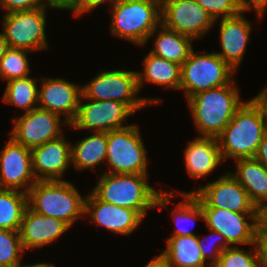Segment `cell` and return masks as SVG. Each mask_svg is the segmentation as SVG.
<instances>
[{
	"mask_svg": "<svg viewBox=\"0 0 267 267\" xmlns=\"http://www.w3.org/2000/svg\"><path fill=\"white\" fill-rule=\"evenodd\" d=\"M91 190L99 199L135 210L143 219L149 209L167 208L178 193L158 191L148 183V174H110L103 172ZM172 195V196H171ZM171 197V198H170Z\"/></svg>",
	"mask_w": 267,
	"mask_h": 267,
	"instance_id": "1",
	"label": "cell"
},
{
	"mask_svg": "<svg viewBox=\"0 0 267 267\" xmlns=\"http://www.w3.org/2000/svg\"><path fill=\"white\" fill-rule=\"evenodd\" d=\"M186 101L199 136L216 138L244 103L234 79L227 85L199 92Z\"/></svg>",
	"mask_w": 267,
	"mask_h": 267,
	"instance_id": "2",
	"label": "cell"
},
{
	"mask_svg": "<svg viewBox=\"0 0 267 267\" xmlns=\"http://www.w3.org/2000/svg\"><path fill=\"white\" fill-rule=\"evenodd\" d=\"M266 133L267 121L250 100L245 101L217 137L223 161L254 158Z\"/></svg>",
	"mask_w": 267,
	"mask_h": 267,
	"instance_id": "3",
	"label": "cell"
},
{
	"mask_svg": "<svg viewBox=\"0 0 267 267\" xmlns=\"http://www.w3.org/2000/svg\"><path fill=\"white\" fill-rule=\"evenodd\" d=\"M27 197L31 210L59 219L70 227L80 217H84L86 197L69 181H37L29 189Z\"/></svg>",
	"mask_w": 267,
	"mask_h": 267,
	"instance_id": "4",
	"label": "cell"
},
{
	"mask_svg": "<svg viewBox=\"0 0 267 267\" xmlns=\"http://www.w3.org/2000/svg\"><path fill=\"white\" fill-rule=\"evenodd\" d=\"M112 36L143 47L149 35L161 24L158 0H116L111 5Z\"/></svg>",
	"mask_w": 267,
	"mask_h": 267,
	"instance_id": "5",
	"label": "cell"
},
{
	"mask_svg": "<svg viewBox=\"0 0 267 267\" xmlns=\"http://www.w3.org/2000/svg\"><path fill=\"white\" fill-rule=\"evenodd\" d=\"M138 94L137 71L116 69L99 72L90 82L85 83L81 99L120 101L134 113L163 101L161 98L140 97Z\"/></svg>",
	"mask_w": 267,
	"mask_h": 267,
	"instance_id": "6",
	"label": "cell"
},
{
	"mask_svg": "<svg viewBox=\"0 0 267 267\" xmlns=\"http://www.w3.org/2000/svg\"><path fill=\"white\" fill-rule=\"evenodd\" d=\"M106 164L105 173L148 174L147 152L137 124L107 133Z\"/></svg>",
	"mask_w": 267,
	"mask_h": 267,
	"instance_id": "7",
	"label": "cell"
},
{
	"mask_svg": "<svg viewBox=\"0 0 267 267\" xmlns=\"http://www.w3.org/2000/svg\"><path fill=\"white\" fill-rule=\"evenodd\" d=\"M235 71L216 53H196L193 49L181 65L180 90L186 100L193 95L229 84Z\"/></svg>",
	"mask_w": 267,
	"mask_h": 267,
	"instance_id": "8",
	"label": "cell"
},
{
	"mask_svg": "<svg viewBox=\"0 0 267 267\" xmlns=\"http://www.w3.org/2000/svg\"><path fill=\"white\" fill-rule=\"evenodd\" d=\"M46 9L48 8L39 7L4 14L1 33L9 48L25 49L31 52L49 48L45 32Z\"/></svg>",
	"mask_w": 267,
	"mask_h": 267,
	"instance_id": "9",
	"label": "cell"
},
{
	"mask_svg": "<svg viewBox=\"0 0 267 267\" xmlns=\"http://www.w3.org/2000/svg\"><path fill=\"white\" fill-rule=\"evenodd\" d=\"M178 193H193L201 207L222 208L237 213H260L247 191L229 171L193 191Z\"/></svg>",
	"mask_w": 267,
	"mask_h": 267,
	"instance_id": "10",
	"label": "cell"
},
{
	"mask_svg": "<svg viewBox=\"0 0 267 267\" xmlns=\"http://www.w3.org/2000/svg\"><path fill=\"white\" fill-rule=\"evenodd\" d=\"M215 23L196 0H166L161 3V24L195 41L204 37Z\"/></svg>",
	"mask_w": 267,
	"mask_h": 267,
	"instance_id": "11",
	"label": "cell"
},
{
	"mask_svg": "<svg viewBox=\"0 0 267 267\" xmlns=\"http://www.w3.org/2000/svg\"><path fill=\"white\" fill-rule=\"evenodd\" d=\"M83 100L87 102L82 104ZM83 100H80L77 115L68 127L76 130L90 129L93 132L108 133L129 126L124 125V121L134 114L126 104L120 101Z\"/></svg>",
	"mask_w": 267,
	"mask_h": 267,
	"instance_id": "12",
	"label": "cell"
},
{
	"mask_svg": "<svg viewBox=\"0 0 267 267\" xmlns=\"http://www.w3.org/2000/svg\"><path fill=\"white\" fill-rule=\"evenodd\" d=\"M61 119L59 115L37 107L12 120L14 126L10 137L24 147L32 149L63 135L61 124L69 125Z\"/></svg>",
	"mask_w": 267,
	"mask_h": 267,
	"instance_id": "13",
	"label": "cell"
},
{
	"mask_svg": "<svg viewBox=\"0 0 267 267\" xmlns=\"http://www.w3.org/2000/svg\"><path fill=\"white\" fill-rule=\"evenodd\" d=\"M209 229L221 233L230 246L251 245L260 223V213H237L228 209L202 207ZM247 217V218H246Z\"/></svg>",
	"mask_w": 267,
	"mask_h": 267,
	"instance_id": "14",
	"label": "cell"
},
{
	"mask_svg": "<svg viewBox=\"0 0 267 267\" xmlns=\"http://www.w3.org/2000/svg\"><path fill=\"white\" fill-rule=\"evenodd\" d=\"M36 182L32 171L31 149L9 137L0 150V188L27 194Z\"/></svg>",
	"mask_w": 267,
	"mask_h": 267,
	"instance_id": "15",
	"label": "cell"
},
{
	"mask_svg": "<svg viewBox=\"0 0 267 267\" xmlns=\"http://www.w3.org/2000/svg\"><path fill=\"white\" fill-rule=\"evenodd\" d=\"M39 83L38 107L62 116L70 125L77 115L82 86L58 77H44Z\"/></svg>",
	"mask_w": 267,
	"mask_h": 267,
	"instance_id": "16",
	"label": "cell"
},
{
	"mask_svg": "<svg viewBox=\"0 0 267 267\" xmlns=\"http://www.w3.org/2000/svg\"><path fill=\"white\" fill-rule=\"evenodd\" d=\"M85 197L84 216L107 231L127 236L143 221L135 210L99 200L91 191Z\"/></svg>",
	"mask_w": 267,
	"mask_h": 267,
	"instance_id": "17",
	"label": "cell"
},
{
	"mask_svg": "<svg viewBox=\"0 0 267 267\" xmlns=\"http://www.w3.org/2000/svg\"><path fill=\"white\" fill-rule=\"evenodd\" d=\"M71 145L63 134L31 149L32 171L37 181L64 180L71 165Z\"/></svg>",
	"mask_w": 267,
	"mask_h": 267,
	"instance_id": "18",
	"label": "cell"
},
{
	"mask_svg": "<svg viewBox=\"0 0 267 267\" xmlns=\"http://www.w3.org/2000/svg\"><path fill=\"white\" fill-rule=\"evenodd\" d=\"M220 56L235 72L238 70L245 54L247 43L251 41L252 23L244 13L220 19L219 23Z\"/></svg>",
	"mask_w": 267,
	"mask_h": 267,
	"instance_id": "19",
	"label": "cell"
},
{
	"mask_svg": "<svg viewBox=\"0 0 267 267\" xmlns=\"http://www.w3.org/2000/svg\"><path fill=\"white\" fill-rule=\"evenodd\" d=\"M69 228L65 222L38 214L27 207L19 230L22 248L25 251L51 245Z\"/></svg>",
	"mask_w": 267,
	"mask_h": 267,
	"instance_id": "20",
	"label": "cell"
},
{
	"mask_svg": "<svg viewBox=\"0 0 267 267\" xmlns=\"http://www.w3.org/2000/svg\"><path fill=\"white\" fill-rule=\"evenodd\" d=\"M185 167L192 179L208 176L223 159L216 137L197 136L190 140L184 151Z\"/></svg>",
	"mask_w": 267,
	"mask_h": 267,
	"instance_id": "21",
	"label": "cell"
},
{
	"mask_svg": "<svg viewBox=\"0 0 267 267\" xmlns=\"http://www.w3.org/2000/svg\"><path fill=\"white\" fill-rule=\"evenodd\" d=\"M235 161L236 171L231 174L261 211L267 204V169L255 158H240Z\"/></svg>",
	"mask_w": 267,
	"mask_h": 267,
	"instance_id": "22",
	"label": "cell"
},
{
	"mask_svg": "<svg viewBox=\"0 0 267 267\" xmlns=\"http://www.w3.org/2000/svg\"><path fill=\"white\" fill-rule=\"evenodd\" d=\"M143 70L137 72L138 89L145 83L180 90L181 65L148 53L143 60Z\"/></svg>",
	"mask_w": 267,
	"mask_h": 267,
	"instance_id": "23",
	"label": "cell"
},
{
	"mask_svg": "<svg viewBox=\"0 0 267 267\" xmlns=\"http://www.w3.org/2000/svg\"><path fill=\"white\" fill-rule=\"evenodd\" d=\"M157 29L160 30L157 32ZM154 35V48L149 52L165 60L182 65L194 49L193 38L167 29L162 24L149 35L148 40Z\"/></svg>",
	"mask_w": 267,
	"mask_h": 267,
	"instance_id": "24",
	"label": "cell"
},
{
	"mask_svg": "<svg viewBox=\"0 0 267 267\" xmlns=\"http://www.w3.org/2000/svg\"><path fill=\"white\" fill-rule=\"evenodd\" d=\"M107 133L93 132L71 145V164L76 170L95 169L106 163Z\"/></svg>",
	"mask_w": 267,
	"mask_h": 267,
	"instance_id": "25",
	"label": "cell"
},
{
	"mask_svg": "<svg viewBox=\"0 0 267 267\" xmlns=\"http://www.w3.org/2000/svg\"><path fill=\"white\" fill-rule=\"evenodd\" d=\"M161 254L171 267L210 266L204 260L199 249L197 235L170 236L166 241V248Z\"/></svg>",
	"mask_w": 267,
	"mask_h": 267,
	"instance_id": "26",
	"label": "cell"
},
{
	"mask_svg": "<svg viewBox=\"0 0 267 267\" xmlns=\"http://www.w3.org/2000/svg\"><path fill=\"white\" fill-rule=\"evenodd\" d=\"M27 194L18 190L0 189V229L19 231L25 210Z\"/></svg>",
	"mask_w": 267,
	"mask_h": 267,
	"instance_id": "27",
	"label": "cell"
},
{
	"mask_svg": "<svg viewBox=\"0 0 267 267\" xmlns=\"http://www.w3.org/2000/svg\"><path fill=\"white\" fill-rule=\"evenodd\" d=\"M38 81L30 76L7 82L2 100L7 104L21 108L24 113L38 107ZM36 104V105H35Z\"/></svg>",
	"mask_w": 267,
	"mask_h": 267,
	"instance_id": "28",
	"label": "cell"
},
{
	"mask_svg": "<svg viewBox=\"0 0 267 267\" xmlns=\"http://www.w3.org/2000/svg\"><path fill=\"white\" fill-rule=\"evenodd\" d=\"M180 195L182 199L184 198L185 200L177 203L175 206L176 208L172 212V218L177 227L174 229L171 236L196 235L192 230L188 229V227L186 228V224H193L197 219L204 221L202 207L193 193H179L178 196Z\"/></svg>",
	"mask_w": 267,
	"mask_h": 267,
	"instance_id": "29",
	"label": "cell"
},
{
	"mask_svg": "<svg viewBox=\"0 0 267 267\" xmlns=\"http://www.w3.org/2000/svg\"><path fill=\"white\" fill-rule=\"evenodd\" d=\"M27 53L31 51L18 48H8L5 55L0 60V78L6 82L28 77L30 70V63Z\"/></svg>",
	"mask_w": 267,
	"mask_h": 267,
	"instance_id": "30",
	"label": "cell"
},
{
	"mask_svg": "<svg viewBox=\"0 0 267 267\" xmlns=\"http://www.w3.org/2000/svg\"><path fill=\"white\" fill-rule=\"evenodd\" d=\"M24 253L19 231L0 229V267H21Z\"/></svg>",
	"mask_w": 267,
	"mask_h": 267,
	"instance_id": "31",
	"label": "cell"
},
{
	"mask_svg": "<svg viewBox=\"0 0 267 267\" xmlns=\"http://www.w3.org/2000/svg\"><path fill=\"white\" fill-rule=\"evenodd\" d=\"M251 251L239 246H230L224 250L214 267H259L258 254L255 244H251Z\"/></svg>",
	"mask_w": 267,
	"mask_h": 267,
	"instance_id": "32",
	"label": "cell"
},
{
	"mask_svg": "<svg viewBox=\"0 0 267 267\" xmlns=\"http://www.w3.org/2000/svg\"><path fill=\"white\" fill-rule=\"evenodd\" d=\"M210 234L208 236H204L203 238L197 235L199 249L202 253L204 260L210 265V267H214L219 260L221 253L230 247L227 243L225 237L213 229H208Z\"/></svg>",
	"mask_w": 267,
	"mask_h": 267,
	"instance_id": "33",
	"label": "cell"
},
{
	"mask_svg": "<svg viewBox=\"0 0 267 267\" xmlns=\"http://www.w3.org/2000/svg\"><path fill=\"white\" fill-rule=\"evenodd\" d=\"M217 22L221 19L241 13L239 0H196Z\"/></svg>",
	"mask_w": 267,
	"mask_h": 267,
	"instance_id": "34",
	"label": "cell"
},
{
	"mask_svg": "<svg viewBox=\"0 0 267 267\" xmlns=\"http://www.w3.org/2000/svg\"><path fill=\"white\" fill-rule=\"evenodd\" d=\"M43 7L41 0H0V8L8 14L16 11H28Z\"/></svg>",
	"mask_w": 267,
	"mask_h": 267,
	"instance_id": "35",
	"label": "cell"
},
{
	"mask_svg": "<svg viewBox=\"0 0 267 267\" xmlns=\"http://www.w3.org/2000/svg\"><path fill=\"white\" fill-rule=\"evenodd\" d=\"M254 244L257 249L259 267H267V230L261 225L257 230Z\"/></svg>",
	"mask_w": 267,
	"mask_h": 267,
	"instance_id": "36",
	"label": "cell"
},
{
	"mask_svg": "<svg viewBox=\"0 0 267 267\" xmlns=\"http://www.w3.org/2000/svg\"><path fill=\"white\" fill-rule=\"evenodd\" d=\"M116 0H75L74 8L71 10V12L74 14V16L78 17V15H82L84 13L90 12L91 10H94L101 4H113Z\"/></svg>",
	"mask_w": 267,
	"mask_h": 267,
	"instance_id": "37",
	"label": "cell"
},
{
	"mask_svg": "<svg viewBox=\"0 0 267 267\" xmlns=\"http://www.w3.org/2000/svg\"><path fill=\"white\" fill-rule=\"evenodd\" d=\"M241 13L254 10L258 20L263 18L267 10V0H239Z\"/></svg>",
	"mask_w": 267,
	"mask_h": 267,
	"instance_id": "38",
	"label": "cell"
},
{
	"mask_svg": "<svg viewBox=\"0 0 267 267\" xmlns=\"http://www.w3.org/2000/svg\"><path fill=\"white\" fill-rule=\"evenodd\" d=\"M250 102L258 109L261 116L267 121V87L263 88Z\"/></svg>",
	"mask_w": 267,
	"mask_h": 267,
	"instance_id": "39",
	"label": "cell"
},
{
	"mask_svg": "<svg viewBox=\"0 0 267 267\" xmlns=\"http://www.w3.org/2000/svg\"><path fill=\"white\" fill-rule=\"evenodd\" d=\"M42 5L45 8L68 10L71 11L74 8L75 0H41Z\"/></svg>",
	"mask_w": 267,
	"mask_h": 267,
	"instance_id": "40",
	"label": "cell"
},
{
	"mask_svg": "<svg viewBox=\"0 0 267 267\" xmlns=\"http://www.w3.org/2000/svg\"><path fill=\"white\" fill-rule=\"evenodd\" d=\"M267 169V133L264 135L254 156Z\"/></svg>",
	"mask_w": 267,
	"mask_h": 267,
	"instance_id": "41",
	"label": "cell"
},
{
	"mask_svg": "<svg viewBox=\"0 0 267 267\" xmlns=\"http://www.w3.org/2000/svg\"><path fill=\"white\" fill-rule=\"evenodd\" d=\"M145 267H171L167 261V259L162 255L159 254L156 258H153L146 264Z\"/></svg>",
	"mask_w": 267,
	"mask_h": 267,
	"instance_id": "42",
	"label": "cell"
},
{
	"mask_svg": "<svg viewBox=\"0 0 267 267\" xmlns=\"http://www.w3.org/2000/svg\"><path fill=\"white\" fill-rule=\"evenodd\" d=\"M7 41L4 38V35L0 32V60L5 55L6 50L8 49Z\"/></svg>",
	"mask_w": 267,
	"mask_h": 267,
	"instance_id": "43",
	"label": "cell"
},
{
	"mask_svg": "<svg viewBox=\"0 0 267 267\" xmlns=\"http://www.w3.org/2000/svg\"><path fill=\"white\" fill-rule=\"evenodd\" d=\"M260 223L261 226L267 230V204L266 206L260 211Z\"/></svg>",
	"mask_w": 267,
	"mask_h": 267,
	"instance_id": "44",
	"label": "cell"
},
{
	"mask_svg": "<svg viewBox=\"0 0 267 267\" xmlns=\"http://www.w3.org/2000/svg\"><path fill=\"white\" fill-rule=\"evenodd\" d=\"M21 267H56L53 263H47V262H42V263H36V264H29V265H22Z\"/></svg>",
	"mask_w": 267,
	"mask_h": 267,
	"instance_id": "45",
	"label": "cell"
},
{
	"mask_svg": "<svg viewBox=\"0 0 267 267\" xmlns=\"http://www.w3.org/2000/svg\"><path fill=\"white\" fill-rule=\"evenodd\" d=\"M160 3H163V2H165L166 0H158Z\"/></svg>",
	"mask_w": 267,
	"mask_h": 267,
	"instance_id": "46",
	"label": "cell"
}]
</instances>
